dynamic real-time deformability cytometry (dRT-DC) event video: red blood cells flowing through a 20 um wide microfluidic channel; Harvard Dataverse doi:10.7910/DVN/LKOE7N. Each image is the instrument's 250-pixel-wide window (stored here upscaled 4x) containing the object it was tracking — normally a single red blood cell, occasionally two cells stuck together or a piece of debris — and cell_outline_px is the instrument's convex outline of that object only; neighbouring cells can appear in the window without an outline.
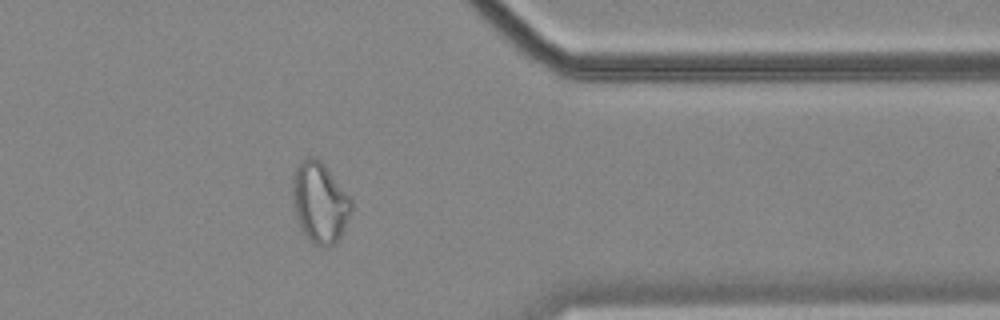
{"species": "common noctule bat (a hibernating species)", "species_latin": "Nyctalus noctula", "temperature_condition": "cold", "stored_images_in_passage": 41, "camera_frame_rate_fps": 3000, "um_per_image_px": 0.085, "animal": {"sex": "female", "body_mass_g": 18.4}, "frame": {"image": 1, "passage_image": 30, "time_ms": 9.667, "image_size_px": [1000, 320], "cell_outline_px": [[352, 212], [336, 244], [328, 248], [324, 248], [312, 244], [308, 240], [300, 228], [296, 216], [292, 196], [292, 180], [296, 168], [300, 160], [308, 156], [316, 156], [324, 164], [352, 200]], "centroid_in_image_um": [27.17, 17.24], "position_along_channel_um": 384.2, "area_um2": 27.98}, "authors_computed_cell_mechanics": {"area_um2": 24.6228, "velocity_mm_per_s": 3.4916, "shape_relaxation_time_tau1_ms": null, "shape_relaxation_time_tau2_ms": 1.5239, "deformation_change_tau1": null, "deformation_change_tau2": 0.0669}}